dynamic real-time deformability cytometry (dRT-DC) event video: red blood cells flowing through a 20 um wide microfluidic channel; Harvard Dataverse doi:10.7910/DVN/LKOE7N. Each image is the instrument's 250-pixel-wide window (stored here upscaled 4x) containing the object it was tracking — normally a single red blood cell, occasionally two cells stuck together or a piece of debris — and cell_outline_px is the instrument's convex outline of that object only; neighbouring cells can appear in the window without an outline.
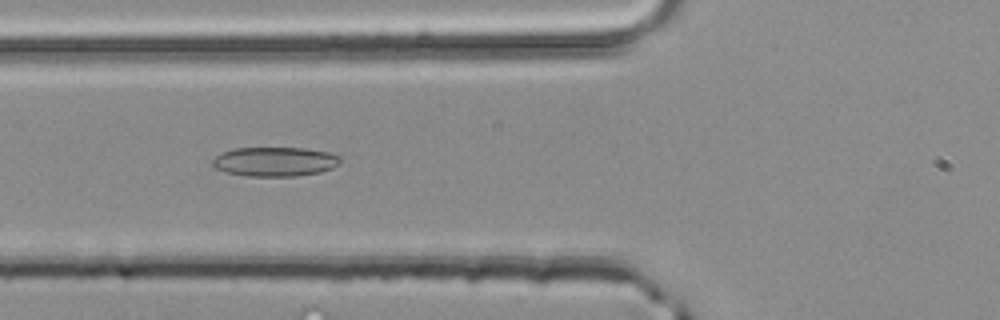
{"species": "common noctule bat (a hibernating species)", "species_latin": "Nyctalus noctula", "temperature_condition": "room temperature", "stored_images_in_passage": 41, "camera_frame_rate_fps": 3000, "um_per_image_px": 0.085, "animal": {"sex": "male", "body_mass_g": 20.4}, "frame": {"image": 1, "passage_image": 10, "time_ms": 3.0, "image_size_px": [1000, 320], "cell_outline_px": [[340, 164], [332, 168], [320, 172], [296, 176], [244, 176], [224, 172], [212, 168], [212, 160], [216, 156], [232, 148], [304, 148], [328, 152], [340, 156]], "centroid_in_image_um": [23.33, 13.74], "position_along_channel_um": 102.5, "area_um2": 22.02}}
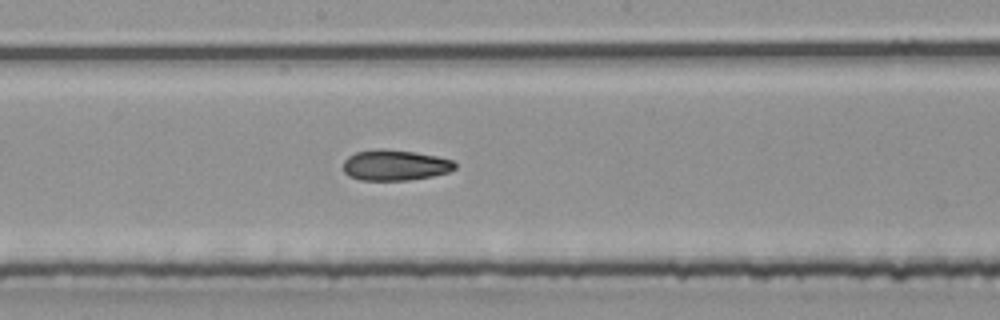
{"frame": {"image": 2, "passage_image": 18, "time_ms": 5.667, "image_size_px": [1000, 320], "cell_outline_px": [[456, 168], [448, 172], [432, 176], [408, 180], [360, 180], [348, 176], [344, 172], [344, 160], [348, 156], [356, 152], [376, 148], [384, 148], [416, 152], [436, 156], [452, 160], [456, 164]], "centroid_in_image_um": [33.56, 14.03], "position_along_channel_um": 214.6, "area_um2": 20.11}}
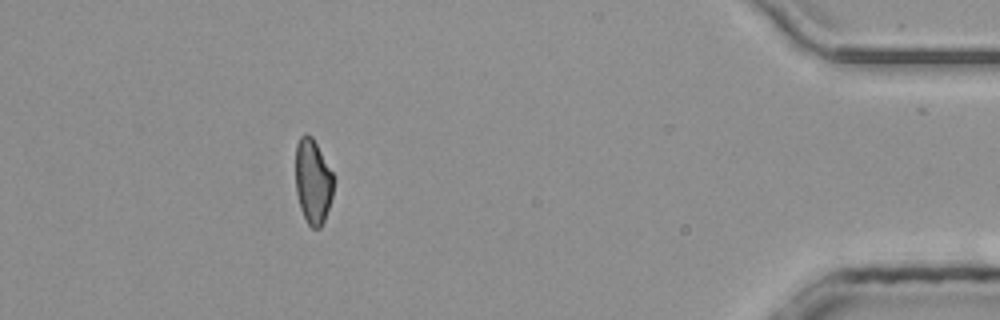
{"frame": {"image": 3, "passage_image": 36, "time_ms": 11.667, "image_size_px": [1000, 320], "cell_outline_px": [[332, 196], [324, 220], [320, 228], [312, 228], [308, 224], [300, 208], [296, 192], [296, 144], [300, 136], [304, 132], [312, 136], [332, 172]], "centroid_in_image_um": [26.57, 15.4], "position_along_channel_um": 408.6, "area_um2": 18.55}, "authors_computed_cell_mechanics": {"area_um2": 19.8832, "velocity_mm_per_s": 4.2001, "shape_relaxation_time_tau1_ms": null, "shape_relaxation_time_tau2_ms": 4.703, "deformation_change_tau1": null, "deformation_change_tau2": 0.1171}}